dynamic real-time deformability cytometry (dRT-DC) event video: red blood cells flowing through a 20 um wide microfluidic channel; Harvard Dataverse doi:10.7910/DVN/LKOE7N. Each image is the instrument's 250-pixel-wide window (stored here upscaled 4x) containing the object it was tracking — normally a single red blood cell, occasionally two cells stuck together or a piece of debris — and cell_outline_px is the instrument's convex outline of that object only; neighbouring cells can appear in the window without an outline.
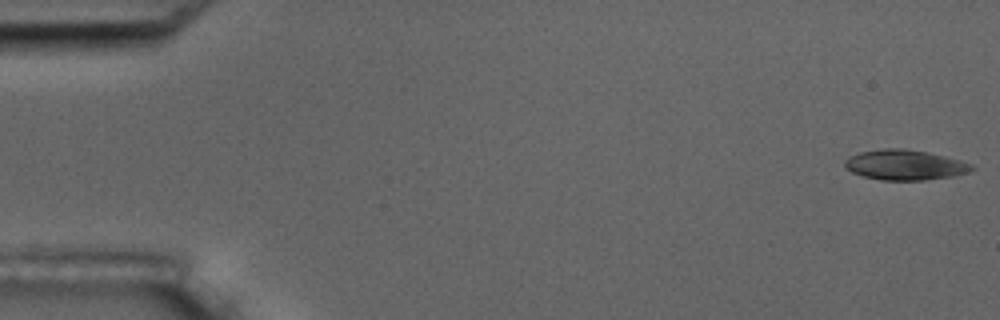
{"species": "common noctule bat (a hibernating species)", "species_latin": "Nyctalus noctula", "temperature_condition": "room temperature", "stored_images_in_passage": 6, "camera_frame_rate_fps": 3000, "um_per_image_px": 0.085, "animal": {"sex": "male", "body_mass_g": 17.5, "forearm_length_mm": 52.3}, "frame": {"image": 1, "passage_image": 1, "time_ms": 0.0, "image_size_px": [1000, 320], "cell_outline_px": [[976, 168], [968, 172], [956, 176], [924, 180], [880, 180], [864, 176], [852, 172], [844, 168], [844, 160], [848, 156], [860, 152], [884, 148], [904, 148], [928, 152], [960, 160], [972, 164]], "centroid_in_image_um": [76.91, 14.01], "position_along_channel_um": 8.1, "area_um2": 22.54}}
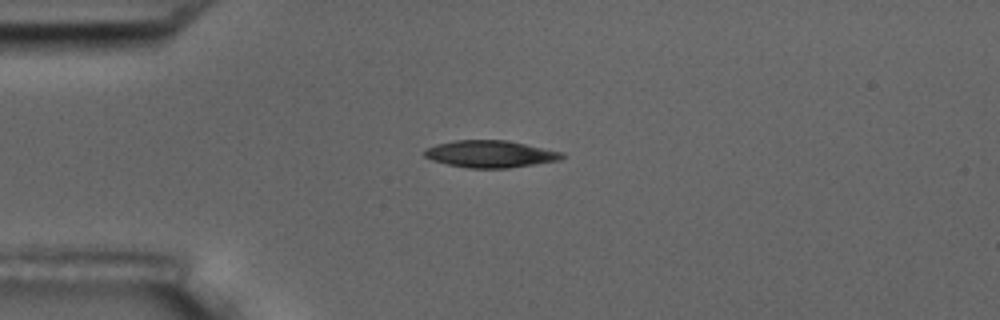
{"frame": {"image": 2, "passage_image": 4, "time_ms": 4.333, "image_size_px": [1000, 320], "cell_outline_px": [[564, 156], [560, 160], [508, 168], [468, 168], [448, 164], [432, 160], [424, 156], [424, 148], [436, 144], [456, 140], [508, 140], [564, 152]], "centroid_in_image_um": [41.67, 13.08], "position_along_channel_um": 43.3, "area_um2": 21.73}}